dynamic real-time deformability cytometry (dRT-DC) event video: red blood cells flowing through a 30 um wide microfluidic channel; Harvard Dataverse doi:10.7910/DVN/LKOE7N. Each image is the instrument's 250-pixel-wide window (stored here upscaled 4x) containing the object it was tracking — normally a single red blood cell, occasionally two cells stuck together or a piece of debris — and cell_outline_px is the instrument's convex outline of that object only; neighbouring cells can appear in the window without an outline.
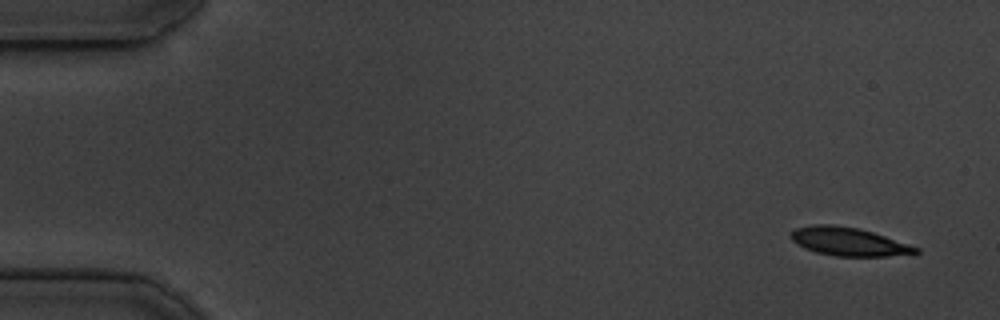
{"species": "common noctule bat (a hibernating species)", "species_latin": "Nyctalus noctula", "temperature_condition": "cold", "stored_images_in_passage": 13, "camera_frame_rate_fps": 3000, "um_per_image_px": 0.085, "animal": {"sex": "male", "body_mass_g": 19.5, "forearm_length_mm": 54.6}, "frame": {"image": 1, "passage_image": 1, "time_ms": 0.0, "image_size_px": [1000, 320], "cell_outline_px": [[920, 252], [916, 256], [836, 256], [816, 252], [804, 248], [792, 240], [788, 236], [796, 228], [816, 224], [832, 224], [860, 228], [920, 248]], "centroid_in_image_um": [72.2, 20.55], "position_along_channel_um": 12.8, "area_um2": 20.87}}
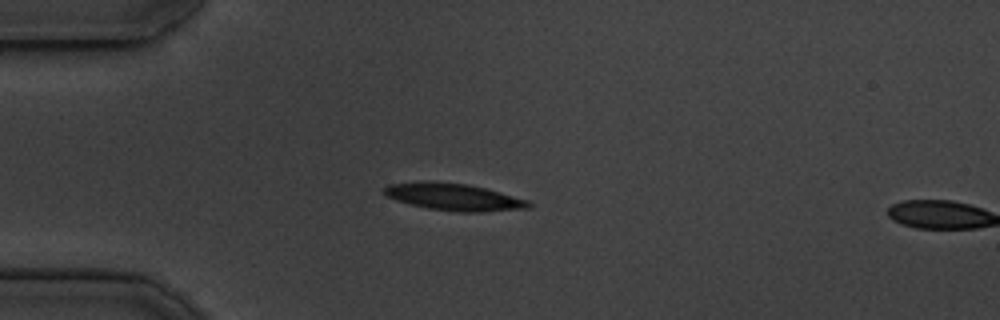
{"frame": {"image": 2, "passage_image": 12, "time_ms": 3.667, "image_size_px": [1000, 320], "cell_outline_px": [[532, 208], [480, 212], [456, 212], [428, 208], [408, 204], [396, 200], [380, 192], [388, 184], [468, 184], [484, 188], [528, 200], [532, 204]], "centroid_in_image_um": [38.65, 16.8], "position_along_channel_um": 46.3, "area_um2": 21.85}}